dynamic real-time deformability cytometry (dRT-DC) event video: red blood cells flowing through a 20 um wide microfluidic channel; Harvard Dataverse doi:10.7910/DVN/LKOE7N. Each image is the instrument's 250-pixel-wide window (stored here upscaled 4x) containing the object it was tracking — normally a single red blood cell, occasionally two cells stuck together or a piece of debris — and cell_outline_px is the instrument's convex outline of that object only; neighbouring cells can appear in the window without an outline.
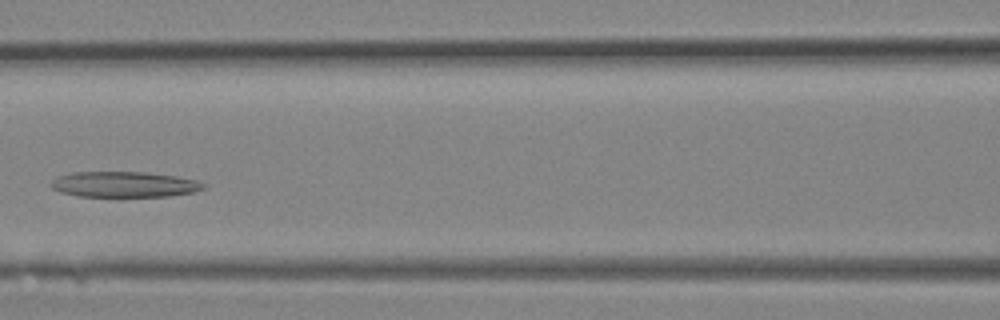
{"species": "Egyptian fruit bat (a non-hibernating species)", "species_latin": "Rousettus aegyptiacus", "temperature_condition": "room temperature", "stored_images_in_passage": 11, "camera_frame_rate_fps": 3000, "um_per_image_px": 0.085, "animal": {"sex": "female"}, "frame": {"image": 1, "passage_image": 10, "time_ms": 3.0, "image_size_px": [1000, 320], "cell_outline_px": [[204, 188], [192, 192], [168, 196], [76, 196], [60, 192], [52, 188], [52, 180], [60, 176], [72, 172], [144, 172], [176, 176], [196, 180], [204, 184]], "centroid_in_image_um": [10.54, 15.67], "position_along_channel_um": 156.1, "area_um2": 22.48}}